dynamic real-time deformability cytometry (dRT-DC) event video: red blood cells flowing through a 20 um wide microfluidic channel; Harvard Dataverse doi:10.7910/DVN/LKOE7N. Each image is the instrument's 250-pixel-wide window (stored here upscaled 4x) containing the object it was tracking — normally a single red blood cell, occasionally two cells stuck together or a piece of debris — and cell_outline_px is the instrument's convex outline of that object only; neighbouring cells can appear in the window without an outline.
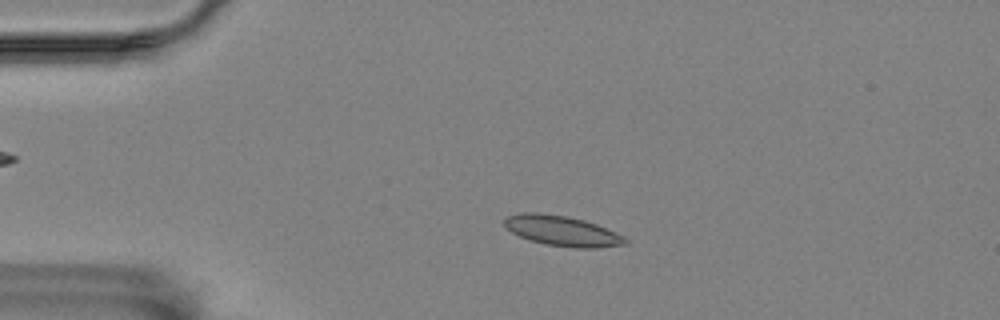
{"species": "Egyptian fruit bat (a non-hibernating species)", "species_latin": "Rousettus aegyptiacus", "temperature_condition": "room temperature", "stored_images_in_passage": 57, "camera_frame_rate_fps": 3000, "um_per_image_px": 0.085, "animal": {"sex": "female"}, "frame": {"image": 1, "passage_image": 12, "time_ms": 3.667, "image_size_px": [1000, 320], "cell_outline_px": [[628, 244], [596, 248], [576, 248], [544, 244], [528, 240], [512, 232], [504, 224], [504, 216], [520, 212], [536, 212], [568, 216], [584, 220], [596, 224], [616, 232], [624, 236], [628, 240]], "centroid_in_image_um": [47.78, 19.62], "position_along_channel_um": 37.2, "area_um2": 21.5}}
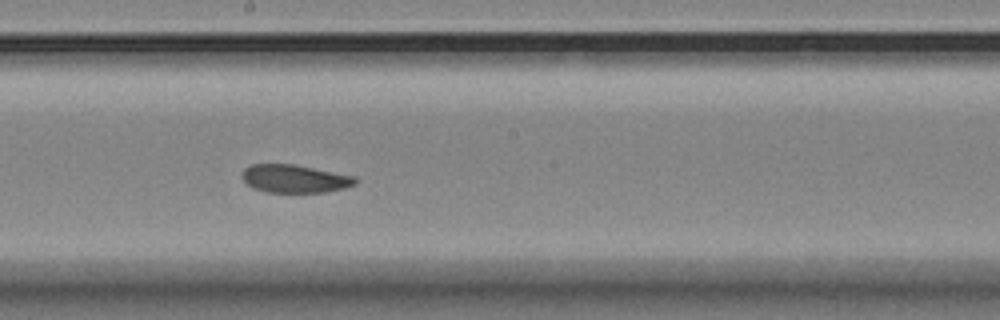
{"frame": {"image": 2, "passage_image": 31, "time_ms": 10.0, "image_size_px": [1000, 320], "cell_outline_px": [[356, 184], [344, 188], [324, 192], [264, 192], [252, 188], [240, 176], [240, 172], [244, 168], [252, 164], [296, 164], [356, 176]], "centroid_in_image_um": [25.02, 15.18], "position_along_channel_um": 223.2, "area_um2": 18.73}}
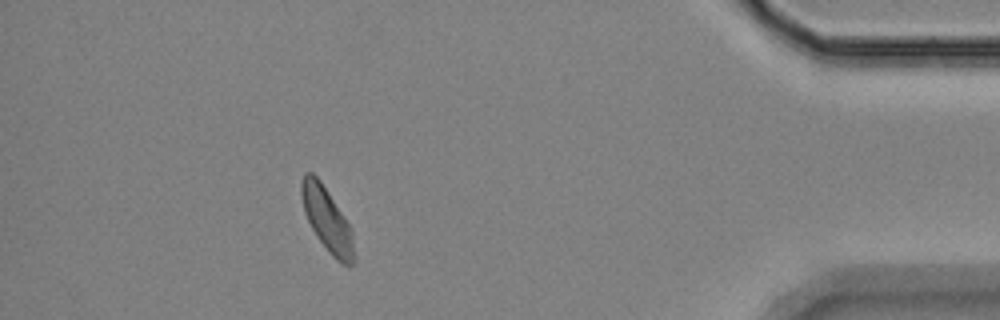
{"frame": {"image": 3, "passage_image": 51, "time_ms": 16.667, "image_size_px": [1000, 320], "cell_outline_px": [[356, 256], [352, 264], [344, 264], [336, 260], [328, 252], [316, 236], [304, 212], [300, 196], [300, 184], [304, 172], [312, 172], [320, 180], [352, 228]], "centroid_in_image_um": [27.8, 18.67], "position_along_channel_um": 407.4, "area_um2": 19.77}, "authors_computed_cell_mechanics": {"area_um2": 19.4208, "velocity_mm_per_s": 3.4779, "shape_relaxation_time_tau1_ms": 5.1699, "shape_relaxation_time_tau2_ms": 4.0543, "deformation_change_tau1": 0.1253, "deformation_change_tau2": 0.0785}}